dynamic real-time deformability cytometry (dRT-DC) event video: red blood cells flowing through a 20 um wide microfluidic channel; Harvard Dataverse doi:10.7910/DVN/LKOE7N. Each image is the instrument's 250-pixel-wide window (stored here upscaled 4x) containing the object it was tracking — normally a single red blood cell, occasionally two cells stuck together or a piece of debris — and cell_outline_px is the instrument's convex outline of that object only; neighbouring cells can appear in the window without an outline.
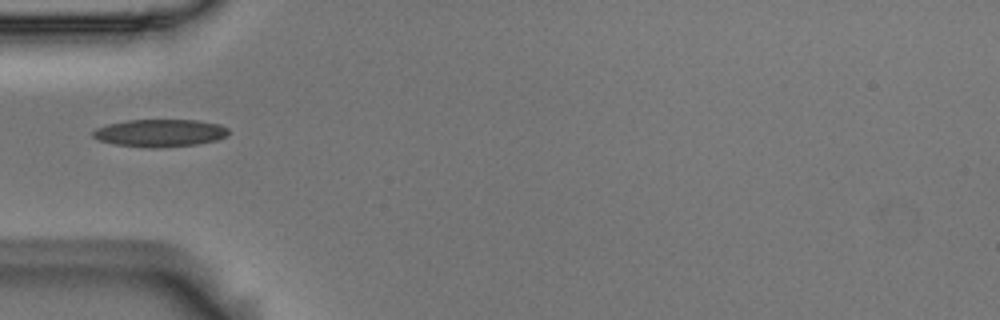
{"species": "Egyptian fruit bat (a non-hibernating species)", "species_latin": "Rousettus aegyptiacus", "temperature_condition": "room temperature", "stored_images_in_passage": 6, "camera_frame_rate_fps": 3000, "um_per_image_px": 0.085, "animal": {"sex": "male"}, "frame": {"image": 1, "passage_image": 1, "time_ms": 0.0, "image_size_px": [1000, 320], "cell_outline_px": [[228, 136], [216, 140], [196, 144], [152, 148], [148, 148], [116, 144], [100, 140], [92, 136], [92, 132], [96, 128], [108, 124], [128, 120], [196, 120], [220, 124], [228, 128]], "centroid_in_image_um": [13.61, 11.3], "position_along_channel_um": 71.4, "area_um2": 21.62}}
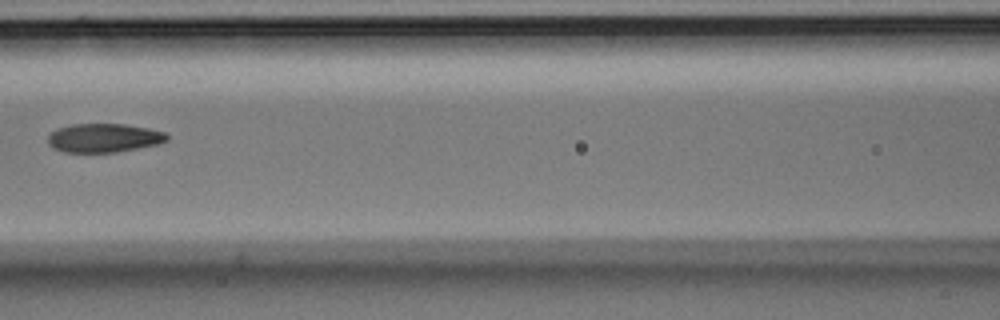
{"frame": {"image": 2, "passage_image": 3, "time_ms": 0.667, "image_size_px": [1000, 320], "cell_outline_px": [[168, 140], [156, 144], [116, 152], [64, 152], [52, 148], [48, 144], [48, 136], [56, 128], [72, 124], [124, 124], [148, 128], [164, 132], [168, 136]], "centroid_in_image_um": [8.78, 11.72], "position_along_channel_um": 157.8, "area_um2": 19.88}}
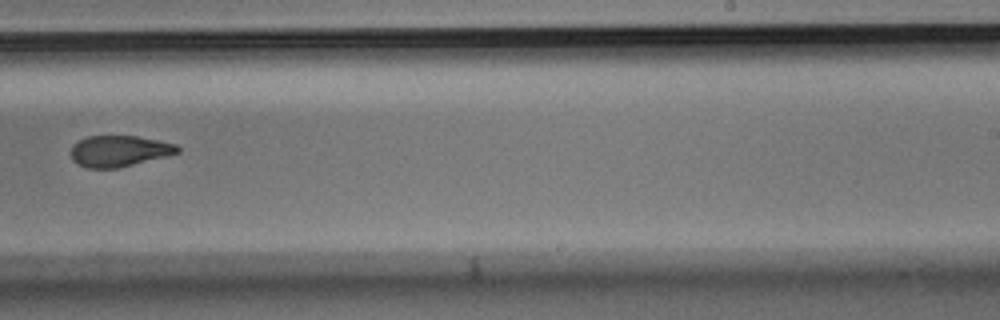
{"frame": {"image": 3, "passage_image": 6, "time_ms": 1.667, "image_size_px": [1000, 320], "cell_outline_px": [[180, 152], [116, 168], [88, 168], [76, 164], [72, 160], [72, 144], [88, 136], [136, 136], [176, 144], [180, 148]], "centroid_in_image_um": [10.09, 12.83], "position_along_channel_um": 278.9, "area_um2": 19.02}}